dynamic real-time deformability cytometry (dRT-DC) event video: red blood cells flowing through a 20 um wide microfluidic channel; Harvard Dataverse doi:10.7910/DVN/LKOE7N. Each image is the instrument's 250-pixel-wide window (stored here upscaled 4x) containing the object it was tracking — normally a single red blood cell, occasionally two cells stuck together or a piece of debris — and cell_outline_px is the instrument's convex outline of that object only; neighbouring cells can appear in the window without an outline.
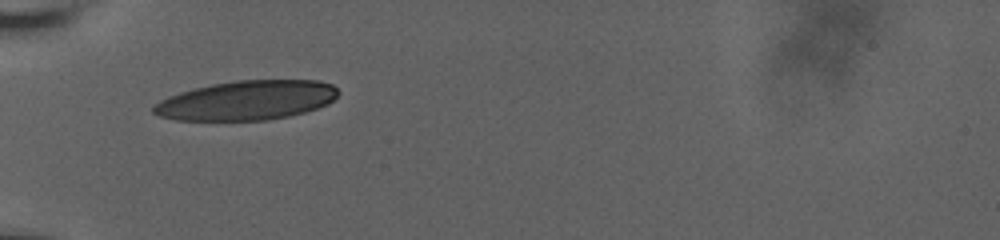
{"species": "human", "species_latin": "Homo sapiens", "temperature_condition": "room temperature", "stored_images_in_passage": 59, "camera_frame_rate_fps": 3000, "um_per_image_px": 0.085, "donor": {"sex": "male"}, "frame": {"image": 1, "passage_image": 1, "time_ms": 0.0, "image_size_px": [1000, 240], "cell_outline_px": [[340, 92], [328, 104], [304, 112], [288, 116], [268, 120], [176, 120], [160, 116], [152, 112], [152, 108], [160, 100], [168, 96], [180, 92], [212, 84], [236, 80], [320, 80], [332, 84]], "centroid_in_image_um": [20.98, 8.52], "position_along_channel_um": 64.0, "area_um2": 42.31}}
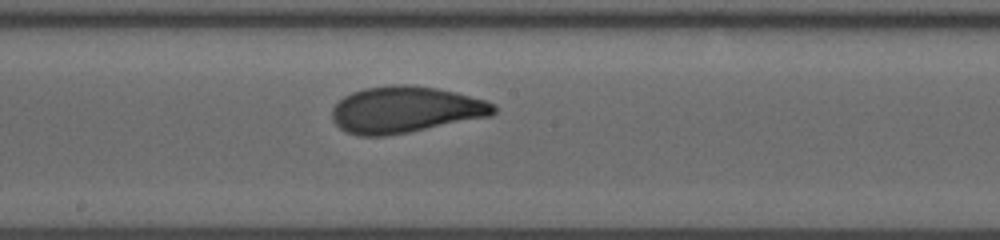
{"frame": {"image": 2, "passage_image": 20, "time_ms": 4.333, "image_size_px": [1000, 240], "cell_outline_px": [[496, 112], [492, 116], [408, 132], [384, 136], [360, 136], [348, 132], [340, 128], [332, 120], [332, 108], [344, 96], [352, 92], [364, 88], [392, 84], [408, 84], [436, 88], [456, 92], [484, 100], [496, 104]], "centroid_in_image_um": [34.46, 9.31], "position_along_channel_um": 213.7, "area_um2": 43.81}}
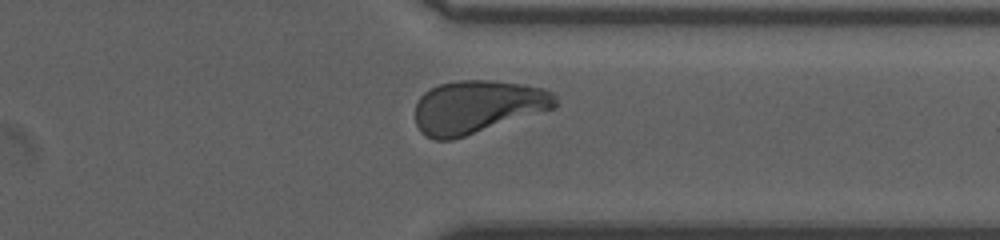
{"frame": {"image": 3, "passage_image": 46, "time_ms": 8.667, "image_size_px": [1000, 240], "cell_outline_px": [[556, 108], [452, 140], [432, 140], [420, 132], [416, 124], [416, 104], [420, 96], [424, 92], [440, 84], [456, 80], [492, 80], [524, 84], [544, 88], [552, 92], [556, 96]], "centroid_in_image_um": [40.58, 9.08], "position_along_channel_um": 370.8, "area_um2": 43.52}, "authors_computed_cell_mechanics": {"area_um2": 43.0032, "velocity_mm_per_s": 3.6411, "shape_relaxation_time_tau1_ms": 4.5192, "shape_relaxation_time_tau2_ms": 0.9184, "deformation_change_tau1": 0.1675, "deformation_change_tau2": 0.0615}}